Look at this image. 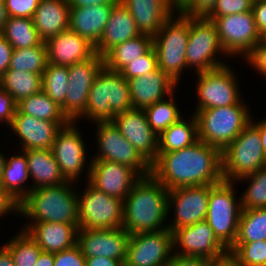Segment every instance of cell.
Returning a JSON list of instances; mask_svg holds the SVG:
<instances>
[{
    "label": "cell",
    "mask_w": 266,
    "mask_h": 266,
    "mask_svg": "<svg viewBox=\"0 0 266 266\" xmlns=\"http://www.w3.org/2000/svg\"><path fill=\"white\" fill-rule=\"evenodd\" d=\"M151 174L167 190L219 184L224 180L221 151L198 140L178 151L158 153Z\"/></svg>",
    "instance_id": "cell-1"
},
{
    "label": "cell",
    "mask_w": 266,
    "mask_h": 266,
    "mask_svg": "<svg viewBox=\"0 0 266 266\" xmlns=\"http://www.w3.org/2000/svg\"><path fill=\"white\" fill-rule=\"evenodd\" d=\"M123 229L130 235L168 229V190L152 174L141 177L123 201Z\"/></svg>",
    "instance_id": "cell-2"
},
{
    "label": "cell",
    "mask_w": 266,
    "mask_h": 266,
    "mask_svg": "<svg viewBox=\"0 0 266 266\" xmlns=\"http://www.w3.org/2000/svg\"><path fill=\"white\" fill-rule=\"evenodd\" d=\"M72 183L67 181L57 186H44L31 190L19 204V213L35 223L79 225L77 198L79 195L75 192L76 189L71 188Z\"/></svg>",
    "instance_id": "cell-3"
},
{
    "label": "cell",
    "mask_w": 266,
    "mask_h": 266,
    "mask_svg": "<svg viewBox=\"0 0 266 266\" xmlns=\"http://www.w3.org/2000/svg\"><path fill=\"white\" fill-rule=\"evenodd\" d=\"M129 86L120 72L101 69L91 86L85 113L93 122L112 121L114 117L132 109Z\"/></svg>",
    "instance_id": "cell-4"
},
{
    "label": "cell",
    "mask_w": 266,
    "mask_h": 266,
    "mask_svg": "<svg viewBox=\"0 0 266 266\" xmlns=\"http://www.w3.org/2000/svg\"><path fill=\"white\" fill-rule=\"evenodd\" d=\"M247 109L241 100L226 107L196 111L198 139L222 152L253 120Z\"/></svg>",
    "instance_id": "cell-5"
},
{
    "label": "cell",
    "mask_w": 266,
    "mask_h": 266,
    "mask_svg": "<svg viewBox=\"0 0 266 266\" xmlns=\"http://www.w3.org/2000/svg\"><path fill=\"white\" fill-rule=\"evenodd\" d=\"M178 17L171 15L153 37V48L158 68L178 84L186 64V46L190 32V16L180 11ZM174 18L176 20H174Z\"/></svg>",
    "instance_id": "cell-6"
},
{
    "label": "cell",
    "mask_w": 266,
    "mask_h": 266,
    "mask_svg": "<svg viewBox=\"0 0 266 266\" xmlns=\"http://www.w3.org/2000/svg\"><path fill=\"white\" fill-rule=\"evenodd\" d=\"M222 176L225 181L257 172L266 166L259 130L250 122L221 152Z\"/></svg>",
    "instance_id": "cell-7"
},
{
    "label": "cell",
    "mask_w": 266,
    "mask_h": 266,
    "mask_svg": "<svg viewBox=\"0 0 266 266\" xmlns=\"http://www.w3.org/2000/svg\"><path fill=\"white\" fill-rule=\"evenodd\" d=\"M233 182L223 180L210 185L208 209L205 221L213 229L218 240L229 250L238 234L241 201H237Z\"/></svg>",
    "instance_id": "cell-8"
},
{
    "label": "cell",
    "mask_w": 266,
    "mask_h": 266,
    "mask_svg": "<svg viewBox=\"0 0 266 266\" xmlns=\"http://www.w3.org/2000/svg\"><path fill=\"white\" fill-rule=\"evenodd\" d=\"M78 198L79 229H112L123 227V200L109 196L89 182Z\"/></svg>",
    "instance_id": "cell-9"
},
{
    "label": "cell",
    "mask_w": 266,
    "mask_h": 266,
    "mask_svg": "<svg viewBox=\"0 0 266 266\" xmlns=\"http://www.w3.org/2000/svg\"><path fill=\"white\" fill-rule=\"evenodd\" d=\"M218 52L225 55L214 22L207 17H190V32L186 46V64L196 72L213 70L226 64L216 60Z\"/></svg>",
    "instance_id": "cell-10"
},
{
    "label": "cell",
    "mask_w": 266,
    "mask_h": 266,
    "mask_svg": "<svg viewBox=\"0 0 266 266\" xmlns=\"http://www.w3.org/2000/svg\"><path fill=\"white\" fill-rule=\"evenodd\" d=\"M98 154L93 160H108L134 169L141 177L151 174V164L128 142L112 121L96 122ZM100 152V153H99Z\"/></svg>",
    "instance_id": "cell-11"
},
{
    "label": "cell",
    "mask_w": 266,
    "mask_h": 266,
    "mask_svg": "<svg viewBox=\"0 0 266 266\" xmlns=\"http://www.w3.org/2000/svg\"><path fill=\"white\" fill-rule=\"evenodd\" d=\"M174 250L169 230L130 235L124 266H169Z\"/></svg>",
    "instance_id": "cell-12"
},
{
    "label": "cell",
    "mask_w": 266,
    "mask_h": 266,
    "mask_svg": "<svg viewBox=\"0 0 266 266\" xmlns=\"http://www.w3.org/2000/svg\"><path fill=\"white\" fill-rule=\"evenodd\" d=\"M198 106L196 111L207 108L226 107L241 101L235 74L225 65L197 73Z\"/></svg>",
    "instance_id": "cell-13"
},
{
    "label": "cell",
    "mask_w": 266,
    "mask_h": 266,
    "mask_svg": "<svg viewBox=\"0 0 266 266\" xmlns=\"http://www.w3.org/2000/svg\"><path fill=\"white\" fill-rule=\"evenodd\" d=\"M104 67V58L97 53L90 59L68 66V88L64 102V114L75 122L82 118L88 96L96 76Z\"/></svg>",
    "instance_id": "cell-14"
},
{
    "label": "cell",
    "mask_w": 266,
    "mask_h": 266,
    "mask_svg": "<svg viewBox=\"0 0 266 266\" xmlns=\"http://www.w3.org/2000/svg\"><path fill=\"white\" fill-rule=\"evenodd\" d=\"M207 18L216 25L220 45L228 56L244 54L254 44L261 42L252 11Z\"/></svg>",
    "instance_id": "cell-15"
},
{
    "label": "cell",
    "mask_w": 266,
    "mask_h": 266,
    "mask_svg": "<svg viewBox=\"0 0 266 266\" xmlns=\"http://www.w3.org/2000/svg\"><path fill=\"white\" fill-rule=\"evenodd\" d=\"M210 185L179 187L168 190V210L174 207V221L168 225L176 229L193 225L206 219ZM171 208V209H170Z\"/></svg>",
    "instance_id": "cell-16"
},
{
    "label": "cell",
    "mask_w": 266,
    "mask_h": 266,
    "mask_svg": "<svg viewBox=\"0 0 266 266\" xmlns=\"http://www.w3.org/2000/svg\"><path fill=\"white\" fill-rule=\"evenodd\" d=\"M88 182L99 191L123 200L141 176L132 168L108 160H92Z\"/></svg>",
    "instance_id": "cell-17"
},
{
    "label": "cell",
    "mask_w": 266,
    "mask_h": 266,
    "mask_svg": "<svg viewBox=\"0 0 266 266\" xmlns=\"http://www.w3.org/2000/svg\"><path fill=\"white\" fill-rule=\"evenodd\" d=\"M130 234L121 228L78 229L77 245L86 257L103 256L125 264Z\"/></svg>",
    "instance_id": "cell-18"
},
{
    "label": "cell",
    "mask_w": 266,
    "mask_h": 266,
    "mask_svg": "<svg viewBox=\"0 0 266 266\" xmlns=\"http://www.w3.org/2000/svg\"><path fill=\"white\" fill-rule=\"evenodd\" d=\"M173 245L182 248L175 254L214 259L229 250L218 240L213 229L203 220L193 225L184 226L173 232Z\"/></svg>",
    "instance_id": "cell-19"
},
{
    "label": "cell",
    "mask_w": 266,
    "mask_h": 266,
    "mask_svg": "<svg viewBox=\"0 0 266 266\" xmlns=\"http://www.w3.org/2000/svg\"><path fill=\"white\" fill-rule=\"evenodd\" d=\"M74 124L71 121L57 132L51 148L62 175L72 182L78 180L86 161V147Z\"/></svg>",
    "instance_id": "cell-20"
},
{
    "label": "cell",
    "mask_w": 266,
    "mask_h": 266,
    "mask_svg": "<svg viewBox=\"0 0 266 266\" xmlns=\"http://www.w3.org/2000/svg\"><path fill=\"white\" fill-rule=\"evenodd\" d=\"M112 122L150 164L157 159L158 136L149 125L144 110L132 108L121 112Z\"/></svg>",
    "instance_id": "cell-21"
},
{
    "label": "cell",
    "mask_w": 266,
    "mask_h": 266,
    "mask_svg": "<svg viewBox=\"0 0 266 266\" xmlns=\"http://www.w3.org/2000/svg\"><path fill=\"white\" fill-rule=\"evenodd\" d=\"M70 122L41 120L16 110L10 129L22 140V151L28 149L50 150L57 132Z\"/></svg>",
    "instance_id": "cell-22"
},
{
    "label": "cell",
    "mask_w": 266,
    "mask_h": 266,
    "mask_svg": "<svg viewBox=\"0 0 266 266\" xmlns=\"http://www.w3.org/2000/svg\"><path fill=\"white\" fill-rule=\"evenodd\" d=\"M47 62L61 66H71L92 58L95 46L77 33L67 30L45 41Z\"/></svg>",
    "instance_id": "cell-23"
},
{
    "label": "cell",
    "mask_w": 266,
    "mask_h": 266,
    "mask_svg": "<svg viewBox=\"0 0 266 266\" xmlns=\"http://www.w3.org/2000/svg\"><path fill=\"white\" fill-rule=\"evenodd\" d=\"M131 103L134 109L145 110L164 96L172 95L177 83L161 69L128 79Z\"/></svg>",
    "instance_id": "cell-24"
},
{
    "label": "cell",
    "mask_w": 266,
    "mask_h": 266,
    "mask_svg": "<svg viewBox=\"0 0 266 266\" xmlns=\"http://www.w3.org/2000/svg\"><path fill=\"white\" fill-rule=\"evenodd\" d=\"M131 13L141 34L154 37L178 9L170 0H119Z\"/></svg>",
    "instance_id": "cell-25"
},
{
    "label": "cell",
    "mask_w": 266,
    "mask_h": 266,
    "mask_svg": "<svg viewBox=\"0 0 266 266\" xmlns=\"http://www.w3.org/2000/svg\"><path fill=\"white\" fill-rule=\"evenodd\" d=\"M79 225L53 222H31L23 228L43 252L57 253L77 244Z\"/></svg>",
    "instance_id": "cell-26"
},
{
    "label": "cell",
    "mask_w": 266,
    "mask_h": 266,
    "mask_svg": "<svg viewBox=\"0 0 266 266\" xmlns=\"http://www.w3.org/2000/svg\"><path fill=\"white\" fill-rule=\"evenodd\" d=\"M141 35L131 13L119 2L110 13L95 52L104 57L113 47Z\"/></svg>",
    "instance_id": "cell-27"
},
{
    "label": "cell",
    "mask_w": 266,
    "mask_h": 266,
    "mask_svg": "<svg viewBox=\"0 0 266 266\" xmlns=\"http://www.w3.org/2000/svg\"><path fill=\"white\" fill-rule=\"evenodd\" d=\"M115 5L70 8L69 30L96 46Z\"/></svg>",
    "instance_id": "cell-28"
},
{
    "label": "cell",
    "mask_w": 266,
    "mask_h": 266,
    "mask_svg": "<svg viewBox=\"0 0 266 266\" xmlns=\"http://www.w3.org/2000/svg\"><path fill=\"white\" fill-rule=\"evenodd\" d=\"M70 6L67 0H40L32 17L40 38H48L69 30Z\"/></svg>",
    "instance_id": "cell-29"
},
{
    "label": "cell",
    "mask_w": 266,
    "mask_h": 266,
    "mask_svg": "<svg viewBox=\"0 0 266 266\" xmlns=\"http://www.w3.org/2000/svg\"><path fill=\"white\" fill-rule=\"evenodd\" d=\"M27 159L29 175L35 184L31 189L44 186H57L67 182L61 173L58 163L50 150L28 149L23 150Z\"/></svg>",
    "instance_id": "cell-30"
},
{
    "label": "cell",
    "mask_w": 266,
    "mask_h": 266,
    "mask_svg": "<svg viewBox=\"0 0 266 266\" xmlns=\"http://www.w3.org/2000/svg\"><path fill=\"white\" fill-rule=\"evenodd\" d=\"M198 140V124L195 114L188 122L181 117L158 136V153L178 151Z\"/></svg>",
    "instance_id": "cell-31"
},
{
    "label": "cell",
    "mask_w": 266,
    "mask_h": 266,
    "mask_svg": "<svg viewBox=\"0 0 266 266\" xmlns=\"http://www.w3.org/2000/svg\"><path fill=\"white\" fill-rule=\"evenodd\" d=\"M22 153L6 158L2 178V188L19 204L32 190L23 185L30 175L26 155Z\"/></svg>",
    "instance_id": "cell-32"
},
{
    "label": "cell",
    "mask_w": 266,
    "mask_h": 266,
    "mask_svg": "<svg viewBox=\"0 0 266 266\" xmlns=\"http://www.w3.org/2000/svg\"><path fill=\"white\" fill-rule=\"evenodd\" d=\"M153 46V37L141 34L113 47L103 58L104 66L120 72L130 62L144 55Z\"/></svg>",
    "instance_id": "cell-33"
},
{
    "label": "cell",
    "mask_w": 266,
    "mask_h": 266,
    "mask_svg": "<svg viewBox=\"0 0 266 266\" xmlns=\"http://www.w3.org/2000/svg\"><path fill=\"white\" fill-rule=\"evenodd\" d=\"M0 88L7 91L16 102L42 90V74L8 69L0 77Z\"/></svg>",
    "instance_id": "cell-34"
},
{
    "label": "cell",
    "mask_w": 266,
    "mask_h": 266,
    "mask_svg": "<svg viewBox=\"0 0 266 266\" xmlns=\"http://www.w3.org/2000/svg\"><path fill=\"white\" fill-rule=\"evenodd\" d=\"M20 113L49 121H70L61 106L53 102L42 90L17 102Z\"/></svg>",
    "instance_id": "cell-35"
},
{
    "label": "cell",
    "mask_w": 266,
    "mask_h": 266,
    "mask_svg": "<svg viewBox=\"0 0 266 266\" xmlns=\"http://www.w3.org/2000/svg\"><path fill=\"white\" fill-rule=\"evenodd\" d=\"M0 33L14 49L34 47L43 42L32 18L9 17Z\"/></svg>",
    "instance_id": "cell-36"
},
{
    "label": "cell",
    "mask_w": 266,
    "mask_h": 266,
    "mask_svg": "<svg viewBox=\"0 0 266 266\" xmlns=\"http://www.w3.org/2000/svg\"><path fill=\"white\" fill-rule=\"evenodd\" d=\"M266 241V208L242 209L235 242Z\"/></svg>",
    "instance_id": "cell-37"
},
{
    "label": "cell",
    "mask_w": 266,
    "mask_h": 266,
    "mask_svg": "<svg viewBox=\"0 0 266 266\" xmlns=\"http://www.w3.org/2000/svg\"><path fill=\"white\" fill-rule=\"evenodd\" d=\"M68 66L47 63L42 73V91L46 93L53 102L61 106L64 113V102L68 88Z\"/></svg>",
    "instance_id": "cell-38"
},
{
    "label": "cell",
    "mask_w": 266,
    "mask_h": 266,
    "mask_svg": "<svg viewBox=\"0 0 266 266\" xmlns=\"http://www.w3.org/2000/svg\"><path fill=\"white\" fill-rule=\"evenodd\" d=\"M47 63V48L43 41L38 46L13 49L9 69L42 74Z\"/></svg>",
    "instance_id": "cell-39"
},
{
    "label": "cell",
    "mask_w": 266,
    "mask_h": 266,
    "mask_svg": "<svg viewBox=\"0 0 266 266\" xmlns=\"http://www.w3.org/2000/svg\"><path fill=\"white\" fill-rule=\"evenodd\" d=\"M168 97V100L164 99L156 102L144 110L148 123L157 136L181 118L180 110H178L173 94Z\"/></svg>",
    "instance_id": "cell-40"
},
{
    "label": "cell",
    "mask_w": 266,
    "mask_h": 266,
    "mask_svg": "<svg viewBox=\"0 0 266 266\" xmlns=\"http://www.w3.org/2000/svg\"><path fill=\"white\" fill-rule=\"evenodd\" d=\"M11 253L15 266H35L42 250L24 230L4 245Z\"/></svg>",
    "instance_id": "cell-41"
},
{
    "label": "cell",
    "mask_w": 266,
    "mask_h": 266,
    "mask_svg": "<svg viewBox=\"0 0 266 266\" xmlns=\"http://www.w3.org/2000/svg\"><path fill=\"white\" fill-rule=\"evenodd\" d=\"M250 180L240 198L242 209L266 208V166L238 180Z\"/></svg>",
    "instance_id": "cell-42"
},
{
    "label": "cell",
    "mask_w": 266,
    "mask_h": 266,
    "mask_svg": "<svg viewBox=\"0 0 266 266\" xmlns=\"http://www.w3.org/2000/svg\"><path fill=\"white\" fill-rule=\"evenodd\" d=\"M229 252L242 266H266V241L235 242Z\"/></svg>",
    "instance_id": "cell-43"
},
{
    "label": "cell",
    "mask_w": 266,
    "mask_h": 266,
    "mask_svg": "<svg viewBox=\"0 0 266 266\" xmlns=\"http://www.w3.org/2000/svg\"><path fill=\"white\" fill-rule=\"evenodd\" d=\"M158 69L157 56L153 46L140 57L130 62L121 71V75L126 79H133L138 76L155 72Z\"/></svg>",
    "instance_id": "cell-44"
},
{
    "label": "cell",
    "mask_w": 266,
    "mask_h": 266,
    "mask_svg": "<svg viewBox=\"0 0 266 266\" xmlns=\"http://www.w3.org/2000/svg\"><path fill=\"white\" fill-rule=\"evenodd\" d=\"M254 0H217L214 9L206 17H223L252 11Z\"/></svg>",
    "instance_id": "cell-45"
},
{
    "label": "cell",
    "mask_w": 266,
    "mask_h": 266,
    "mask_svg": "<svg viewBox=\"0 0 266 266\" xmlns=\"http://www.w3.org/2000/svg\"><path fill=\"white\" fill-rule=\"evenodd\" d=\"M40 0H4L9 17L32 18Z\"/></svg>",
    "instance_id": "cell-46"
},
{
    "label": "cell",
    "mask_w": 266,
    "mask_h": 266,
    "mask_svg": "<svg viewBox=\"0 0 266 266\" xmlns=\"http://www.w3.org/2000/svg\"><path fill=\"white\" fill-rule=\"evenodd\" d=\"M217 0H186L177 10L190 17H206Z\"/></svg>",
    "instance_id": "cell-47"
},
{
    "label": "cell",
    "mask_w": 266,
    "mask_h": 266,
    "mask_svg": "<svg viewBox=\"0 0 266 266\" xmlns=\"http://www.w3.org/2000/svg\"><path fill=\"white\" fill-rule=\"evenodd\" d=\"M54 266H86L85 256L76 244L72 248L54 253Z\"/></svg>",
    "instance_id": "cell-48"
},
{
    "label": "cell",
    "mask_w": 266,
    "mask_h": 266,
    "mask_svg": "<svg viewBox=\"0 0 266 266\" xmlns=\"http://www.w3.org/2000/svg\"><path fill=\"white\" fill-rule=\"evenodd\" d=\"M244 58L252 65L262 76L266 72V45L259 42L250 47L245 53Z\"/></svg>",
    "instance_id": "cell-49"
},
{
    "label": "cell",
    "mask_w": 266,
    "mask_h": 266,
    "mask_svg": "<svg viewBox=\"0 0 266 266\" xmlns=\"http://www.w3.org/2000/svg\"><path fill=\"white\" fill-rule=\"evenodd\" d=\"M16 110L17 102L7 91L0 88V121L10 126Z\"/></svg>",
    "instance_id": "cell-50"
},
{
    "label": "cell",
    "mask_w": 266,
    "mask_h": 266,
    "mask_svg": "<svg viewBox=\"0 0 266 266\" xmlns=\"http://www.w3.org/2000/svg\"><path fill=\"white\" fill-rule=\"evenodd\" d=\"M169 266H210V259L172 253Z\"/></svg>",
    "instance_id": "cell-51"
},
{
    "label": "cell",
    "mask_w": 266,
    "mask_h": 266,
    "mask_svg": "<svg viewBox=\"0 0 266 266\" xmlns=\"http://www.w3.org/2000/svg\"><path fill=\"white\" fill-rule=\"evenodd\" d=\"M252 12L256 27L261 37L266 33V1L254 0L252 6Z\"/></svg>",
    "instance_id": "cell-52"
},
{
    "label": "cell",
    "mask_w": 266,
    "mask_h": 266,
    "mask_svg": "<svg viewBox=\"0 0 266 266\" xmlns=\"http://www.w3.org/2000/svg\"><path fill=\"white\" fill-rule=\"evenodd\" d=\"M13 47L0 33V77L9 69Z\"/></svg>",
    "instance_id": "cell-53"
},
{
    "label": "cell",
    "mask_w": 266,
    "mask_h": 266,
    "mask_svg": "<svg viewBox=\"0 0 266 266\" xmlns=\"http://www.w3.org/2000/svg\"><path fill=\"white\" fill-rule=\"evenodd\" d=\"M10 211L20 214L19 203L0 187V217L4 214H8Z\"/></svg>",
    "instance_id": "cell-54"
},
{
    "label": "cell",
    "mask_w": 266,
    "mask_h": 266,
    "mask_svg": "<svg viewBox=\"0 0 266 266\" xmlns=\"http://www.w3.org/2000/svg\"><path fill=\"white\" fill-rule=\"evenodd\" d=\"M85 261L86 266H124L119 260L103 256L86 257Z\"/></svg>",
    "instance_id": "cell-55"
},
{
    "label": "cell",
    "mask_w": 266,
    "mask_h": 266,
    "mask_svg": "<svg viewBox=\"0 0 266 266\" xmlns=\"http://www.w3.org/2000/svg\"><path fill=\"white\" fill-rule=\"evenodd\" d=\"M70 8L92 5H117L119 0H67Z\"/></svg>",
    "instance_id": "cell-56"
},
{
    "label": "cell",
    "mask_w": 266,
    "mask_h": 266,
    "mask_svg": "<svg viewBox=\"0 0 266 266\" xmlns=\"http://www.w3.org/2000/svg\"><path fill=\"white\" fill-rule=\"evenodd\" d=\"M210 266H242L238 259L231 253L227 252L221 257L210 260Z\"/></svg>",
    "instance_id": "cell-57"
},
{
    "label": "cell",
    "mask_w": 266,
    "mask_h": 266,
    "mask_svg": "<svg viewBox=\"0 0 266 266\" xmlns=\"http://www.w3.org/2000/svg\"><path fill=\"white\" fill-rule=\"evenodd\" d=\"M0 266H15L13 257L5 246L0 248Z\"/></svg>",
    "instance_id": "cell-58"
},
{
    "label": "cell",
    "mask_w": 266,
    "mask_h": 266,
    "mask_svg": "<svg viewBox=\"0 0 266 266\" xmlns=\"http://www.w3.org/2000/svg\"><path fill=\"white\" fill-rule=\"evenodd\" d=\"M35 266H54V253L42 251Z\"/></svg>",
    "instance_id": "cell-59"
},
{
    "label": "cell",
    "mask_w": 266,
    "mask_h": 266,
    "mask_svg": "<svg viewBox=\"0 0 266 266\" xmlns=\"http://www.w3.org/2000/svg\"><path fill=\"white\" fill-rule=\"evenodd\" d=\"M250 122L259 130L263 152L266 156V123L263 120L257 123H253L254 121Z\"/></svg>",
    "instance_id": "cell-60"
},
{
    "label": "cell",
    "mask_w": 266,
    "mask_h": 266,
    "mask_svg": "<svg viewBox=\"0 0 266 266\" xmlns=\"http://www.w3.org/2000/svg\"><path fill=\"white\" fill-rule=\"evenodd\" d=\"M9 19L8 11L4 2H0V32L4 29V26Z\"/></svg>",
    "instance_id": "cell-61"
},
{
    "label": "cell",
    "mask_w": 266,
    "mask_h": 266,
    "mask_svg": "<svg viewBox=\"0 0 266 266\" xmlns=\"http://www.w3.org/2000/svg\"><path fill=\"white\" fill-rule=\"evenodd\" d=\"M6 158L3 156V153H0V187H2V178H3V168Z\"/></svg>",
    "instance_id": "cell-62"
},
{
    "label": "cell",
    "mask_w": 266,
    "mask_h": 266,
    "mask_svg": "<svg viewBox=\"0 0 266 266\" xmlns=\"http://www.w3.org/2000/svg\"><path fill=\"white\" fill-rule=\"evenodd\" d=\"M261 42L266 45V33L262 36Z\"/></svg>",
    "instance_id": "cell-63"
}]
</instances>
